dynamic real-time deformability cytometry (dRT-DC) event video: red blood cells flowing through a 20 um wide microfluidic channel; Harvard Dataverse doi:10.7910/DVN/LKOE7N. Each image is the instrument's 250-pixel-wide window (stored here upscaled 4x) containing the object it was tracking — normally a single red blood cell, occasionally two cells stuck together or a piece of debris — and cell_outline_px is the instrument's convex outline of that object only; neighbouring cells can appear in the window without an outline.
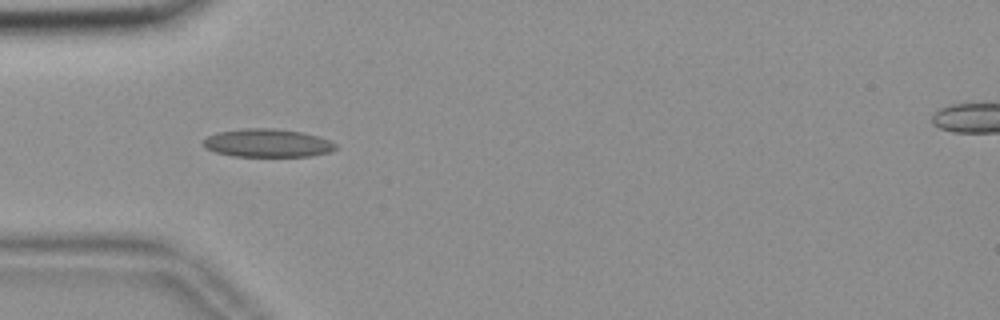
{"species": "common noctule bat (a hibernating species)", "species_latin": "Nyctalus noctula", "temperature_condition": "room temperature", "stored_images_in_passage": 39, "camera_frame_rate_fps": 3000, "um_per_image_px": 0.085, "animal": {"sex": "female", "body_mass_g": 18.4}, "frame": {"image": 1, "passage_image": 1, "time_ms": 0.0, "image_size_px": [1000, 320], "cell_outline_px": [[336, 148], [332, 152], [312, 156], [232, 156], [216, 152], [204, 148], [204, 140], [208, 136], [216, 132], [244, 128], [272, 128], [300, 132], [316, 136], [328, 140], [336, 144]], "centroid_in_image_um": [22.72, 12.16], "position_along_channel_um": 62.3, "area_um2": 21.68}}
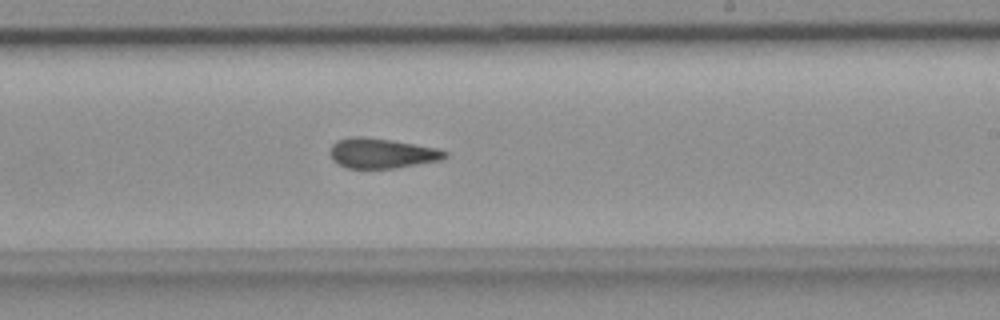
{"frame": {"image": 2, "passage_image": 17, "time_ms": 5.333, "image_size_px": [1000, 320], "cell_outline_px": [[448, 156], [440, 160], [396, 168], [348, 168], [332, 160], [328, 152], [332, 144], [336, 140], [348, 136], [364, 136], [392, 140], [440, 148], [448, 152]], "centroid_in_image_um": [32.44, 13.01], "position_along_channel_um": 256.6, "area_um2": 20.4}}
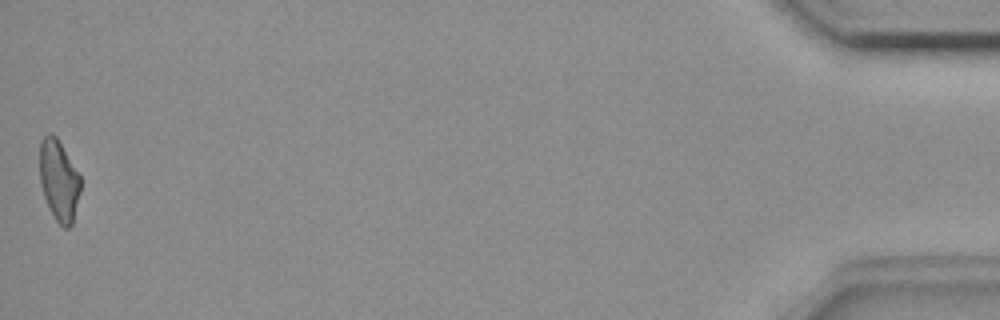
{"frame": {"image": 3, "passage_image": 39, "time_ms": 12.667, "image_size_px": [1000, 320], "cell_outline_px": [[80, 192], [72, 224], [68, 228], [64, 228], [56, 220], [44, 196], [40, 184], [40, 140], [48, 132], [52, 132], [56, 136], [80, 176]], "centroid_in_image_um": [4.99, 15.31], "position_along_channel_um": 430.2, "area_um2": 19.02}, "authors_computed_cell_mechanics": {"area_um2": 20.0566, "velocity_mm_per_s": 3.6785, "shape_relaxation_time_tau1_ms": null, "shape_relaxation_time_tau2_ms": 3.9659, "deformation_change_tau1": null, "deformation_change_tau2": 0.1179}}